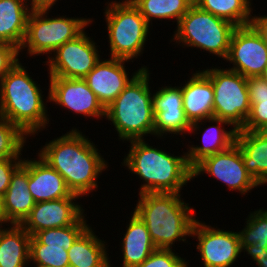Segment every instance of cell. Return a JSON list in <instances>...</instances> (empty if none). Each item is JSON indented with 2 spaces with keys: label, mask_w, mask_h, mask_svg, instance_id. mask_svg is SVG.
I'll use <instances>...</instances> for the list:
<instances>
[{
  "label": "cell",
  "mask_w": 267,
  "mask_h": 267,
  "mask_svg": "<svg viewBox=\"0 0 267 267\" xmlns=\"http://www.w3.org/2000/svg\"><path fill=\"white\" fill-rule=\"evenodd\" d=\"M103 242L89 226L68 249L69 267H111Z\"/></svg>",
  "instance_id": "cell-24"
},
{
  "label": "cell",
  "mask_w": 267,
  "mask_h": 267,
  "mask_svg": "<svg viewBox=\"0 0 267 267\" xmlns=\"http://www.w3.org/2000/svg\"><path fill=\"white\" fill-rule=\"evenodd\" d=\"M38 156L64 178L73 194L80 197L97 189L98 175L107 168L95 145L76 129L50 141Z\"/></svg>",
  "instance_id": "cell-1"
},
{
  "label": "cell",
  "mask_w": 267,
  "mask_h": 267,
  "mask_svg": "<svg viewBox=\"0 0 267 267\" xmlns=\"http://www.w3.org/2000/svg\"><path fill=\"white\" fill-rule=\"evenodd\" d=\"M31 235L21 226L0 228V267H24L29 262Z\"/></svg>",
  "instance_id": "cell-25"
},
{
  "label": "cell",
  "mask_w": 267,
  "mask_h": 267,
  "mask_svg": "<svg viewBox=\"0 0 267 267\" xmlns=\"http://www.w3.org/2000/svg\"><path fill=\"white\" fill-rule=\"evenodd\" d=\"M122 239L123 266L137 267L156 249L141 218L133 212Z\"/></svg>",
  "instance_id": "cell-23"
},
{
  "label": "cell",
  "mask_w": 267,
  "mask_h": 267,
  "mask_svg": "<svg viewBox=\"0 0 267 267\" xmlns=\"http://www.w3.org/2000/svg\"><path fill=\"white\" fill-rule=\"evenodd\" d=\"M53 54L55 56H48L47 61L49 77L83 79L100 61L95 43L85 31L58 47Z\"/></svg>",
  "instance_id": "cell-10"
},
{
  "label": "cell",
  "mask_w": 267,
  "mask_h": 267,
  "mask_svg": "<svg viewBox=\"0 0 267 267\" xmlns=\"http://www.w3.org/2000/svg\"><path fill=\"white\" fill-rule=\"evenodd\" d=\"M19 49L9 43L0 42V80L17 64Z\"/></svg>",
  "instance_id": "cell-35"
},
{
  "label": "cell",
  "mask_w": 267,
  "mask_h": 267,
  "mask_svg": "<svg viewBox=\"0 0 267 267\" xmlns=\"http://www.w3.org/2000/svg\"><path fill=\"white\" fill-rule=\"evenodd\" d=\"M203 72L214 88L213 117L208 121L241 130L251 109L247 78L230 69L212 68Z\"/></svg>",
  "instance_id": "cell-8"
},
{
  "label": "cell",
  "mask_w": 267,
  "mask_h": 267,
  "mask_svg": "<svg viewBox=\"0 0 267 267\" xmlns=\"http://www.w3.org/2000/svg\"><path fill=\"white\" fill-rule=\"evenodd\" d=\"M47 11L49 9L31 10L25 39L19 51L28 47L30 56L52 54L64 43L75 39L92 22L86 18H47Z\"/></svg>",
  "instance_id": "cell-9"
},
{
  "label": "cell",
  "mask_w": 267,
  "mask_h": 267,
  "mask_svg": "<svg viewBox=\"0 0 267 267\" xmlns=\"http://www.w3.org/2000/svg\"><path fill=\"white\" fill-rule=\"evenodd\" d=\"M192 172L193 178L205 172L226 184L229 189L240 191L242 195L258 186L244 167L241 148L237 143L225 151L204 158Z\"/></svg>",
  "instance_id": "cell-12"
},
{
  "label": "cell",
  "mask_w": 267,
  "mask_h": 267,
  "mask_svg": "<svg viewBox=\"0 0 267 267\" xmlns=\"http://www.w3.org/2000/svg\"><path fill=\"white\" fill-rule=\"evenodd\" d=\"M28 181L29 173L21 165L12 175L9 187L3 195V209L10 225H21L35 206Z\"/></svg>",
  "instance_id": "cell-21"
},
{
  "label": "cell",
  "mask_w": 267,
  "mask_h": 267,
  "mask_svg": "<svg viewBox=\"0 0 267 267\" xmlns=\"http://www.w3.org/2000/svg\"><path fill=\"white\" fill-rule=\"evenodd\" d=\"M25 136L18 126L0 116V159H19Z\"/></svg>",
  "instance_id": "cell-31"
},
{
  "label": "cell",
  "mask_w": 267,
  "mask_h": 267,
  "mask_svg": "<svg viewBox=\"0 0 267 267\" xmlns=\"http://www.w3.org/2000/svg\"><path fill=\"white\" fill-rule=\"evenodd\" d=\"M2 223H7V219L3 209V196L0 195V226H2Z\"/></svg>",
  "instance_id": "cell-41"
},
{
  "label": "cell",
  "mask_w": 267,
  "mask_h": 267,
  "mask_svg": "<svg viewBox=\"0 0 267 267\" xmlns=\"http://www.w3.org/2000/svg\"><path fill=\"white\" fill-rule=\"evenodd\" d=\"M251 25L261 35L264 42L267 44V15L252 16Z\"/></svg>",
  "instance_id": "cell-38"
},
{
  "label": "cell",
  "mask_w": 267,
  "mask_h": 267,
  "mask_svg": "<svg viewBox=\"0 0 267 267\" xmlns=\"http://www.w3.org/2000/svg\"><path fill=\"white\" fill-rule=\"evenodd\" d=\"M246 227L238 232L240 248L250 256L267 249V210L259 209L250 213Z\"/></svg>",
  "instance_id": "cell-29"
},
{
  "label": "cell",
  "mask_w": 267,
  "mask_h": 267,
  "mask_svg": "<svg viewBox=\"0 0 267 267\" xmlns=\"http://www.w3.org/2000/svg\"><path fill=\"white\" fill-rule=\"evenodd\" d=\"M84 215L73 225L44 229L34 237L41 244H73L74 241L88 228Z\"/></svg>",
  "instance_id": "cell-32"
},
{
  "label": "cell",
  "mask_w": 267,
  "mask_h": 267,
  "mask_svg": "<svg viewBox=\"0 0 267 267\" xmlns=\"http://www.w3.org/2000/svg\"><path fill=\"white\" fill-rule=\"evenodd\" d=\"M148 69H142L105 108V117L112 121L119 139H143L154 135L153 94L149 87Z\"/></svg>",
  "instance_id": "cell-5"
},
{
  "label": "cell",
  "mask_w": 267,
  "mask_h": 267,
  "mask_svg": "<svg viewBox=\"0 0 267 267\" xmlns=\"http://www.w3.org/2000/svg\"><path fill=\"white\" fill-rule=\"evenodd\" d=\"M195 235L204 267H230L242 252L237 232L215 229L195 220L191 236Z\"/></svg>",
  "instance_id": "cell-13"
},
{
  "label": "cell",
  "mask_w": 267,
  "mask_h": 267,
  "mask_svg": "<svg viewBox=\"0 0 267 267\" xmlns=\"http://www.w3.org/2000/svg\"><path fill=\"white\" fill-rule=\"evenodd\" d=\"M137 267H188L183 258L172 249L156 248L152 254Z\"/></svg>",
  "instance_id": "cell-34"
},
{
  "label": "cell",
  "mask_w": 267,
  "mask_h": 267,
  "mask_svg": "<svg viewBox=\"0 0 267 267\" xmlns=\"http://www.w3.org/2000/svg\"><path fill=\"white\" fill-rule=\"evenodd\" d=\"M22 166L29 173V191L36 203L68 198L72 194L64 178L40 156L38 161L23 159Z\"/></svg>",
  "instance_id": "cell-19"
},
{
  "label": "cell",
  "mask_w": 267,
  "mask_h": 267,
  "mask_svg": "<svg viewBox=\"0 0 267 267\" xmlns=\"http://www.w3.org/2000/svg\"><path fill=\"white\" fill-rule=\"evenodd\" d=\"M260 78L263 79L267 83V65L265 66Z\"/></svg>",
  "instance_id": "cell-42"
},
{
  "label": "cell",
  "mask_w": 267,
  "mask_h": 267,
  "mask_svg": "<svg viewBox=\"0 0 267 267\" xmlns=\"http://www.w3.org/2000/svg\"><path fill=\"white\" fill-rule=\"evenodd\" d=\"M236 27L232 22L193 4L177 24L173 39L187 47L200 48L226 59Z\"/></svg>",
  "instance_id": "cell-6"
},
{
  "label": "cell",
  "mask_w": 267,
  "mask_h": 267,
  "mask_svg": "<svg viewBox=\"0 0 267 267\" xmlns=\"http://www.w3.org/2000/svg\"><path fill=\"white\" fill-rule=\"evenodd\" d=\"M194 4L203 11L232 22L237 27L251 24L250 0H195Z\"/></svg>",
  "instance_id": "cell-27"
},
{
  "label": "cell",
  "mask_w": 267,
  "mask_h": 267,
  "mask_svg": "<svg viewBox=\"0 0 267 267\" xmlns=\"http://www.w3.org/2000/svg\"><path fill=\"white\" fill-rule=\"evenodd\" d=\"M71 246L72 244H41L31 236L29 261L37 266L69 267L68 249Z\"/></svg>",
  "instance_id": "cell-30"
},
{
  "label": "cell",
  "mask_w": 267,
  "mask_h": 267,
  "mask_svg": "<svg viewBox=\"0 0 267 267\" xmlns=\"http://www.w3.org/2000/svg\"><path fill=\"white\" fill-rule=\"evenodd\" d=\"M57 0H34V10L51 9Z\"/></svg>",
  "instance_id": "cell-39"
},
{
  "label": "cell",
  "mask_w": 267,
  "mask_h": 267,
  "mask_svg": "<svg viewBox=\"0 0 267 267\" xmlns=\"http://www.w3.org/2000/svg\"><path fill=\"white\" fill-rule=\"evenodd\" d=\"M150 25L155 19L177 20V24L194 4L191 0H130Z\"/></svg>",
  "instance_id": "cell-28"
},
{
  "label": "cell",
  "mask_w": 267,
  "mask_h": 267,
  "mask_svg": "<svg viewBox=\"0 0 267 267\" xmlns=\"http://www.w3.org/2000/svg\"><path fill=\"white\" fill-rule=\"evenodd\" d=\"M154 135L183 134L190 131L191 123L185 116L181 87H162L153 94Z\"/></svg>",
  "instance_id": "cell-17"
},
{
  "label": "cell",
  "mask_w": 267,
  "mask_h": 267,
  "mask_svg": "<svg viewBox=\"0 0 267 267\" xmlns=\"http://www.w3.org/2000/svg\"><path fill=\"white\" fill-rule=\"evenodd\" d=\"M105 9L110 57L126 60L143 53L150 25L130 0L112 1Z\"/></svg>",
  "instance_id": "cell-7"
},
{
  "label": "cell",
  "mask_w": 267,
  "mask_h": 267,
  "mask_svg": "<svg viewBox=\"0 0 267 267\" xmlns=\"http://www.w3.org/2000/svg\"><path fill=\"white\" fill-rule=\"evenodd\" d=\"M124 165L145 181L139 194L179 193L193 179V169L187 156H171L166 151L149 146L144 139L131 140Z\"/></svg>",
  "instance_id": "cell-2"
},
{
  "label": "cell",
  "mask_w": 267,
  "mask_h": 267,
  "mask_svg": "<svg viewBox=\"0 0 267 267\" xmlns=\"http://www.w3.org/2000/svg\"><path fill=\"white\" fill-rule=\"evenodd\" d=\"M139 195L134 212L145 223L156 248L171 249L175 240L185 241V236H191L195 211L181 200L179 193Z\"/></svg>",
  "instance_id": "cell-3"
},
{
  "label": "cell",
  "mask_w": 267,
  "mask_h": 267,
  "mask_svg": "<svg viewBox=\"0 0 267 267\" xmlns=\"http://www.w3.org/2000/svg\"><path fill=\"white\" fill-rule=\"evenodd\" d=\"M125 61L116 58H110L104 61L100 60L83 78L104 108L109 106L117 98L128 83L142 69H148L146 66L141 67L129 79L125 70Z\"/></svg>",
  "instance_id": "cell-16"
},
{
  "label": "cell",
  "mask_w": 267,
  "mask_h": 267,
  "mask_svg": "<svg viewBox=\"0 0 267 267\" xmlns=\"http://www.w3.org/2000/svg\"><path fill=\"white\" fill-rule=\"evenodd\" d=\"M20 1L26 3L28 0H20ZM30 2H31L30 5H31L32 10H34V0H31Z\"/></svg>",
  "instance_id": "cell-43"
},
{
  "label": "cell",
  "mask_w": 267,
  "mask_h": 267,
  "mask_svg": "<svg viewBox=\"0 0 267 267\" xmlns=\"http://www.w3.org/2000/svg\"><path fill=\"white\" fill-rule=\"evenodd\" d=\"M226 60L234 64L230 70L244 77H260L267 65V44L251 24L238 26L231 36Z\"/></svg>",
  "instance_id": "cell-11"
},
{
  "label": "cell",
  "mask_w": 267,
  "mask_h": 267,
  "mask_svg": "<svg viewBox=\"0 0 267 267\" xmlns=\"http://www.w3.org/2000/svg\"><path fill=\"white\" fill-rule=\"evenodd\" d=\"M249 98L267 97V83L260 77L247 78Z\"/></svg>",
  "instance_id": "cell-37"
},
{
  "label": "cell",
  "mask_w": 267,
  "mask_h": 267,
  "mask_svg": "<svg viewBox=\"0 0 267 267\" xmlns=\"http://www.w3.org/2000/svg\"><path fill=\"white\" fill-rule=\"evenodd\" d=\"M181 89L183 109L191 123V133L200 128V122L202 125L213 117L214 88L210 78L203 71H198Z\"/></svg>",
  "instance_id": "cell-18"
},
{
  "label": "cell",
  "mask_w": 267,
  "mask_h": 267,
  "mask_svg": "<svg viewBox=\"0 0 267 267\" xmlns=\"http://www.w3.org/2000/svg\"><path fill=\"white\" fill-rule=\"evenodd\" d=\"M258 267H267V249L263 253H256L251 257Z\"/></svg>",
  "instance_id": "cell-40"
},
{
  "label": "cell",
  "mask_w": 267,
  "mask_h": 267,
  "mask_svg": "<svg viewBox=\"0 0 267 267\" xmlns=\"http://www.w3.org/2000/svg\"><path fill=\"white\" fill-rule=\"evenodd\" d=\"M236 143L241 148L246 171L258 183H267V131L237 130Z\"/></svg>",
  "instance_id": "cell-20"
},
{
  "label": "cell",
  "mask_w": 267,
  "mask_h": 267,
  "mask_svg": "<svg viewBox=\"0 0 267 267\" xmlns=\"http://www.w3.org/2000/svg\"><path fill=\"white\" fill-rule=\"evenodd\" d=\"M80 196L71 194L68 198L35 203L21 226L31 235L37 232L75 224L83 216V208L74 201ZM82 208V209H81Z\"/></svg>",
  "instance_id": "cell-15"
},
{
  "label": "cell",
  "mask_w": 267,
  "mask_h": 267,
  "mask_svg": "<svg viewBox=\"0 0 267 267\" xmlns=\"http://www.w3.org/2000/svg\"><path fill=\"white\" fill-rule=\"evenodd\" d=\"M48 99L55 104L91 117H105V108L84 79L50 77Z\"/></svg>",
  "instance_id": "cell-14"
},
{
  "label": "cell",
  "mask_w": 267,
  "mask_h": 267,
  "mask_svg": "<svg viewBox=\"0 0 267 267\" xmlns=\"http://www.w3.org/2000/svg\"><path fill=\"white\" fill-rule=\"evenodd\" d=\"M237 130L225 131L220 125L209 127L202 135L203 145L189 147L186 153L189 166L193 169L204 158L225 151L236 143Z\"/></svg>",
  "instance_id": "cell-26"
},
{
  "label": "cell",
  "mask_w": 267,
  "mask_h": 267,
  "mask_svg": "<svg viewBox=\"0 0 267 267\" xmlns=\"http://www.w3.org/2000/svg\"><path fill=\"white\" fill-rule=\"evenodd\" d=\"M31 78L18 61L0 80V116L28 136L35 135L49 122L42 92Z\"/></svg>",
  "instance_id": "cell-4"
},
{
  "label": "cell",
  "mask_w": 267,
  "mask_h": 267,
  "mask_svg": "<svg viewBox=\"0 0 267 267\" xmlns=\"http://www.w3.org/2000/svg\"><path fill=\"white\" fill-rule=\"evenodd\" d=\"M250 114L241 130L267 131V97L249 98Z\"/></svg>",
  "instance_id": "cell-33"
},
{
  "label": "cell",
  "mask_w": 267,
  "mask_h": 267,
  "mask_svg": "<svg viewBox=\"0 0 267 267\" xmlns=\"http://www.w3.org/2000/svg\"><path fill=\"white\" fill-rule=\"evenodd\" d=\"M30 10L32 8L20 0H0V42L9 43L20 50Z\"/></svg>",
  "instance_id": "cell-22"
},
{
  "label": "cell",
  "mask_w": 267,
  "mask_h": 267,
  "mask_svg": "<svg viewBox=\"0 0 267 267\" xmlns=\"http://www.w3.org/2000/svg\"><path fill=\"white\" fill-rule=\"evenodd\" d=\"M21 159H0V195H4L11 182L12 175L22 165Z\"/></svg>",
  "instance_id": "cell-36"
}]
</instances>
